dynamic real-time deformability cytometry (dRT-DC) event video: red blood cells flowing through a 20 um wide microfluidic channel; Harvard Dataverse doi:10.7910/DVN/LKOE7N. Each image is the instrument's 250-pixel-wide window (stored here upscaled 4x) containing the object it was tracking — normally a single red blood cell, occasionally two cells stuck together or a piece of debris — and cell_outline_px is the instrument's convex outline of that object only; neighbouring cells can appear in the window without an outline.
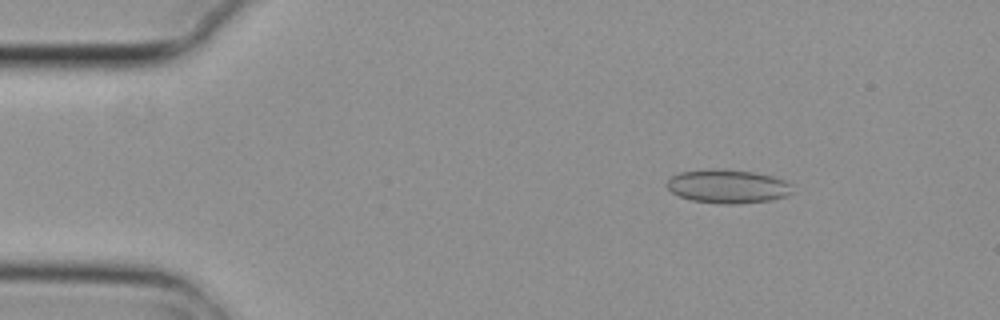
{"species": "common noctule bat (a hibernating species)", "species_latin": "Nyctalus noctula", "temperature_condition": "cold", "stored_images_in_passage": 3, "camera_frame_rate_fps": 3000, "um_per_image_px": 0.085, "animal": {"sex": "female", "body_mass_g": 29.2, "forearm_length_mm": 56.3}, "frame": {"image": 1, "passage_image": 1, "time_ms": 0.0, "image_size_px": [1000, 320], "cell_outline_px": [[792, 192], [788, 196], [772, 200], [736, 204], [720, 204], [692, 200], [680, 196], [672, 192], [668, 188], [668, 180], [672, 176], [680, 172], [708, 168], [724, 168], [752, 172], [772, 176], [784, 180], [792, 184]], "centroid_in_image_um": [61.89, 15.83], "position_along_channel_um": 23.1, "area_um2": 24.85}}